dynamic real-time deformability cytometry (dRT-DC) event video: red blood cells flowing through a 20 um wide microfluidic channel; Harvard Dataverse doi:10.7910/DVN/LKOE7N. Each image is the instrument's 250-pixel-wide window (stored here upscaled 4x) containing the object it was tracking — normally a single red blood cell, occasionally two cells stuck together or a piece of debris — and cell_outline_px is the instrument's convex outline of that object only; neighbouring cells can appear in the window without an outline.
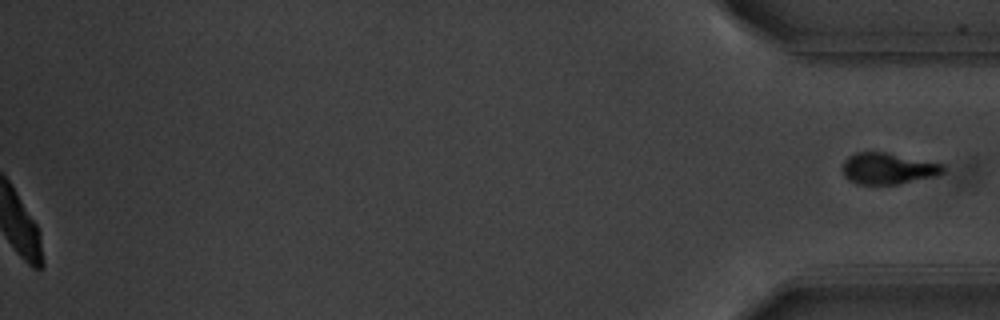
{"species": "common noctule bat (a hibernating species)", "species_latin": "Nyctalus noctula", "temperature_condition": "warm", "stored_images_in_passage": 56, "segment_of_instrument_passage": [2, 2], "camera_frame_rate_fps": 3000, "um_per_image_px": 0.085, "animal": {"sex": "male", "body_mass_g": 20.1, "forearm_length_mm": 53.5}, "frame": {"image": 1, "passage_image": 56, "time_ms": 18.333, "image_size_px": [1000, 320], "cell_outline_px": [[944, 172], [932, 176], [896, 184], [856, 184], [848, 180], [844, 176], [844, 160], [848, 156], [856, 152], [884, 152], [944, 164]], "centroid_in_image_um": [75.44, 14.32], "position_along_channel_um": 359.8, "area_um2": 18.03}}